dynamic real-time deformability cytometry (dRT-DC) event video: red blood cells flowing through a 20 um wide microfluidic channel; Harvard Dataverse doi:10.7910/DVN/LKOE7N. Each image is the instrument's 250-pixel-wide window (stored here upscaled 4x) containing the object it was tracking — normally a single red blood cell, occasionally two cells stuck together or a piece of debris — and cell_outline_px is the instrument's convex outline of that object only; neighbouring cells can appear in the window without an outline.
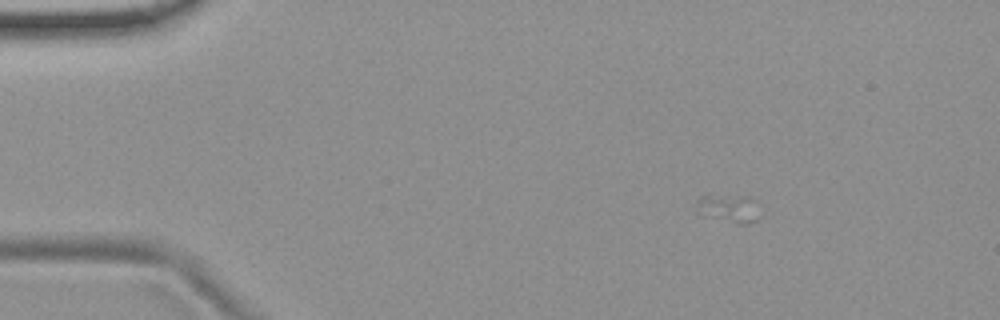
{"species": "common noctule bat (a hibernating species)", "species_latin": "Nyctalus noctula", "temperature_condition": "room temperature", "stored_images_in_passage": 3, "camera_frame_rate_fps": 3000, "um_per_image_px": 0.085, "animal": {"sex": "female", "body_mass_g": 19.9}, "frame": {"image": 1, "passage_image": 1, "time_ms": 0.0, "image_size_px": [1000, 320], "cell_outline_px": [[760, 216], [756, 220], [748, 224], [740, 224], [704, 216], [696, 212], [696, 200], [704, 192], [748, 196], [752, 200]], "centroid_in_image_um": [61.83, 17.66], "position_along_channel_um": 23.2, "area_um2": 10.92}}